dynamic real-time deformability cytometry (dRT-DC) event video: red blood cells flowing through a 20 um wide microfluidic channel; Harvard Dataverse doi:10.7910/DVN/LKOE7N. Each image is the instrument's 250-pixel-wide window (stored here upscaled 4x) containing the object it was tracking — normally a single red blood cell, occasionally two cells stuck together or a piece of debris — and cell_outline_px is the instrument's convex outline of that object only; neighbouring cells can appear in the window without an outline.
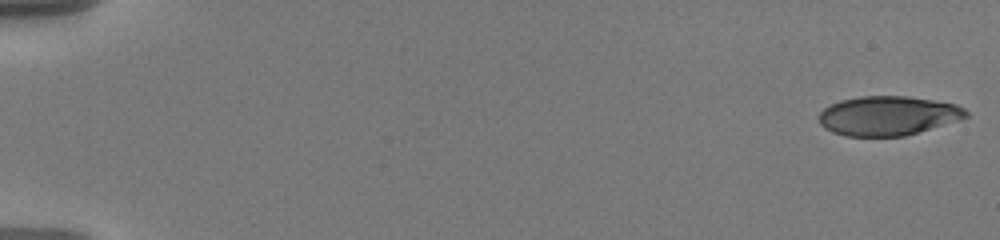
{"species": "human", "species_latin": "Homo sapiens", "temperature_condition": "warm", "stored_images_in_passage": 57, "camera_frame_rate_fps": 3000, "um_per_image_px": 0.085, "donor": {"sex": "male"}, "frame": {"image": 1, "passage_image": 1, "time_ms": 0.0, "image_size_px": [1000, 240], "cell_outline_px": [[968, 116], [904, 136], [844, 136], [832, 132], [824, 128], [820, 124], [820, 112], [824, 108], [840, 100], [860, 96], [908, 96], [956, 104], [964, 108], [968, 112]], "centroid_in_image_um": [75.43, 9.83], "position_along_channel_um": 9.6, "area_um2": 33.35}}
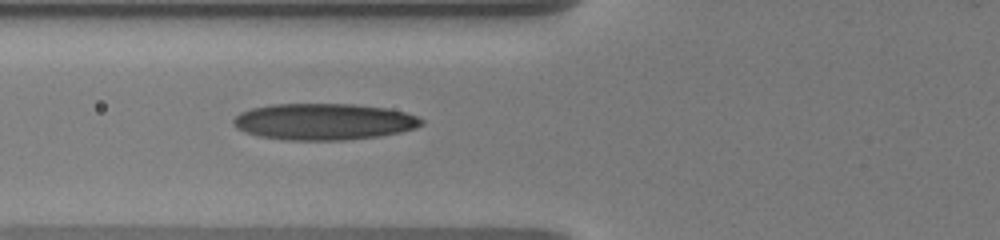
{"frame": {"image": 2, "passage_image": 23, "time_ms": 7.333, "image_size_px": [1000, 240], "cell_outline_px": [[424, 124], [416, 128], [400, 132], [380, 136], [344, 140], [288, 140], [260, 136], [244, 132], [236, 128], [232, 124], [232, 120], [240, 112], [252, 108], [272, 104], [352, 104], [384, 108], [404, 112], [416, 116], [424, 120]], "centroid_in_image_um": [27.51, 10.34], "position_along_channel_um": 98.3, "area_um2": 40.0}}
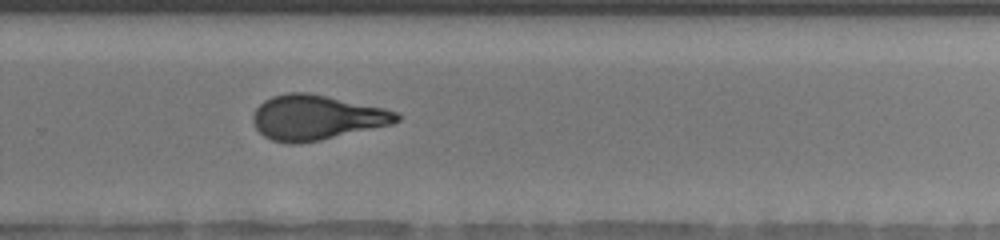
{"frame": {"image": 3, "passage_image": 40, "time_ms": 13.0, "image_size_px": [1000, 240], "cell_outline_px": [[400, 120], [392, 124], [320, 140], [300, 144], [288, 144], [272, 140], [264, 136], [256, 128], [252, 120], [252, 116], [256, 108], [264, 100], [272, 96], [288, 92], [308, 92], [384, 108], [396, 112], [400, 116]], "centroid_in_image_um": [26.86, 9.99], "position_along_channel_um": 302.9, "area_um2": 37.51}, "authors_computed_cell_mechanics": {"area_um2": 37.3388, "velocity_mm_per_s": 3.6092, "shape_relaxation_time_tau1_ms": 8.3762, "shape_relaxation_time_tau2_ms": 1.4772, "deformation_change_tau1": 0.2539, "deformation_change_tau2": 0.095}}